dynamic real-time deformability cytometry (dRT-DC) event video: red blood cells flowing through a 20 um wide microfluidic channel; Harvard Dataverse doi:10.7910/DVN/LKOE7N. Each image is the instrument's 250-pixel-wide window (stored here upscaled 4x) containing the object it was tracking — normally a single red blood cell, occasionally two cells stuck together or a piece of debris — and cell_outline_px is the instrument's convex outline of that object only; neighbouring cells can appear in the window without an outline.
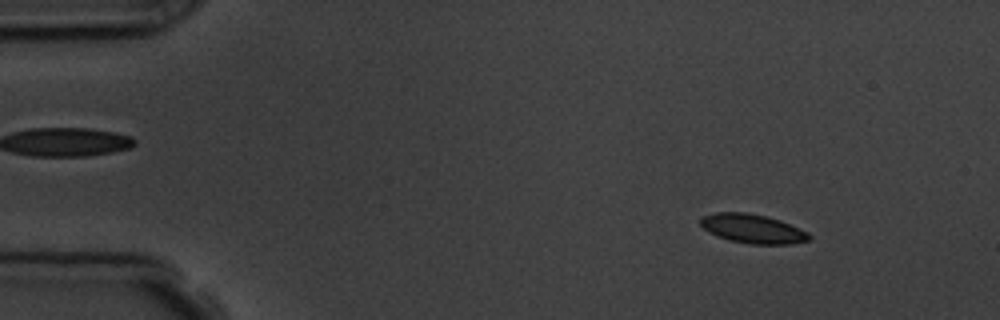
{"species": "common noctule bat (a hibernating species)", "species_latin": "Nyctalus noctula", "temperature_condition": "room temperature", "stored_images_in_passage": 4, "camera_frame_rate_fps": 3000, "um_per_image_px": 0.085, "animal": {"sex": "male", "body_mass_g": 19.5, "forearm_length_mm": 54.6}, "frame": {"image": 1, "passage_image": 2, "time_ms": 1.0, "image_size_px": [1000, 320], "cell_outline_px": [[812, 240], [792, 244], [752, 244], [728, 240], [716, 236], [708, 232], [700, 224], [700, 216], [716, 212], [748, 212], [780, 220], [800, 228], [808, 232], [812, 236]], "centroid_in_image_um": [63.98, 19.44], "position_along_channel_um": 21.0, "area_um2": 18.67}}
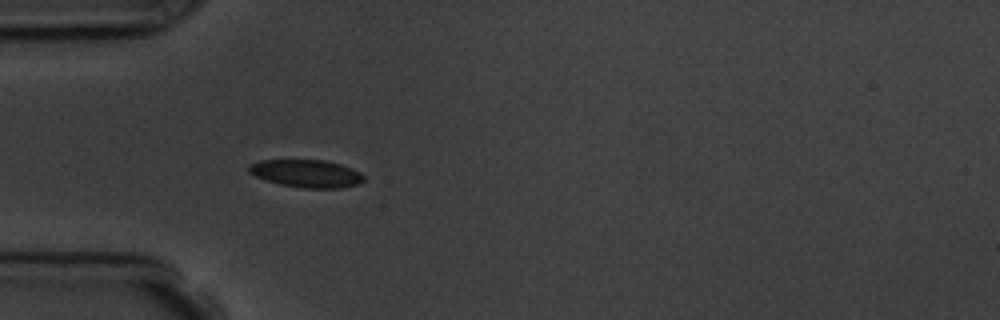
{"frame": {"image": 2, "passage_image": 4, "time_ms": 4.333, "image_size_px": [1000, 320], "cell_outline_px": [[364, 180], [360, 184], [340, 188], [300, 188], [280, 184], [256, 176], [248, 172], [248, 164], [260, 160], [324, 160], [340, 164], [360, 172], [364, 176]], "centroid_in_image_um": [26.05, 14.75], "position_along_channel_um": 58.9, "area_um2": 18.55}}